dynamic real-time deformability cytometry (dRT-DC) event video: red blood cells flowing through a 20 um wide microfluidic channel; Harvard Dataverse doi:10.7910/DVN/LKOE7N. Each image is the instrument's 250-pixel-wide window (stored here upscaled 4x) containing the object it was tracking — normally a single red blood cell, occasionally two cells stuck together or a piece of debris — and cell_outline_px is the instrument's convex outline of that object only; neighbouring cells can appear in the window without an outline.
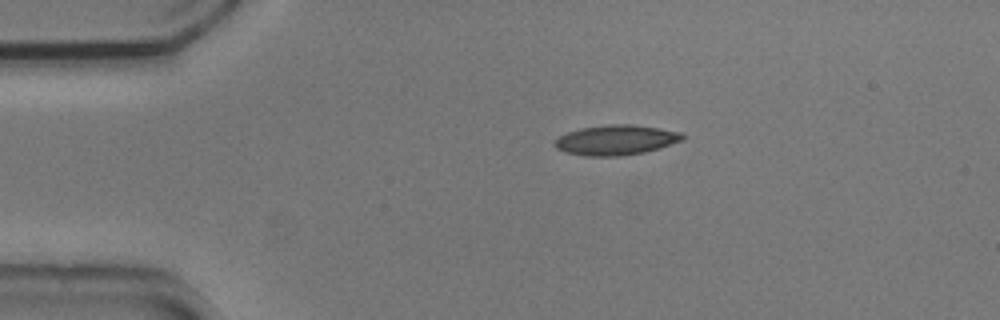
{"species": "common noctule bat (a hibernating species)", "species_latin": "Nyctalus noctula", "temperature_condition": "cold", "stored_images_in_passage": 45, "camera_frame_rate_fps": 3000, "um_per_image_px": 0.085, "animal": {"sex": "male", "body_mass_g": 20.5, "forearm_length_mm": 52.5}, "frame": {"image": 1, "passage_image": 1, "time_ms": 0.0, "image_size_px": [1000, 320], "cell_outline_px": [[688, 136], [684, 140], [660, 148], [644, 152], [620, 156], [584, 156], [564, 152], [556, 148], [552, 144], [560, 136], [568, 132], [580, 128], [612, 124], [632, 124], [660, 128], [684, 132]], "centroid_in_image_um": [52.41, 11.9], "position_along_channel_um": 32.6, "area_um2": 22.66}}
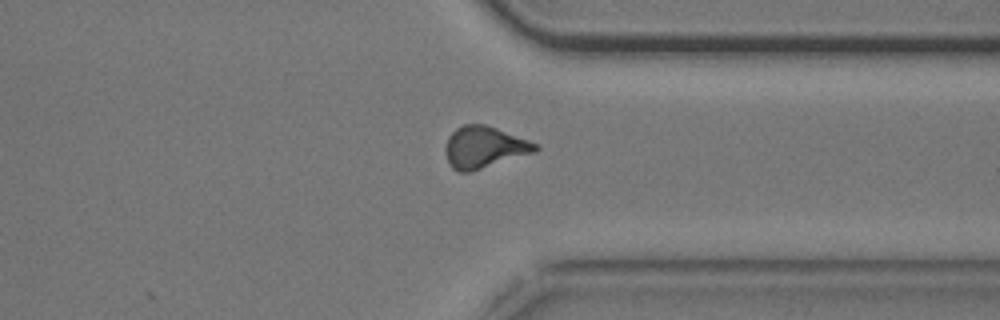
{"frame": {"image": 2, "passage_image": 32, "time_ms": 10.333, "image_size_px": [1000, 320], "cell_outline_px": [[540, 148], [536, 152], [468, 172], [460, 172], [452, 168], [448, 164], [444, 148], [448, 136], [456, 128], [464, 124], [484, 124], [496, 128], [528, 140], [536, 144]], "centroid_in_image_um": [41.12, 12.51], "position_along_channel_um": 370.3, "area_um2": 21.73}}
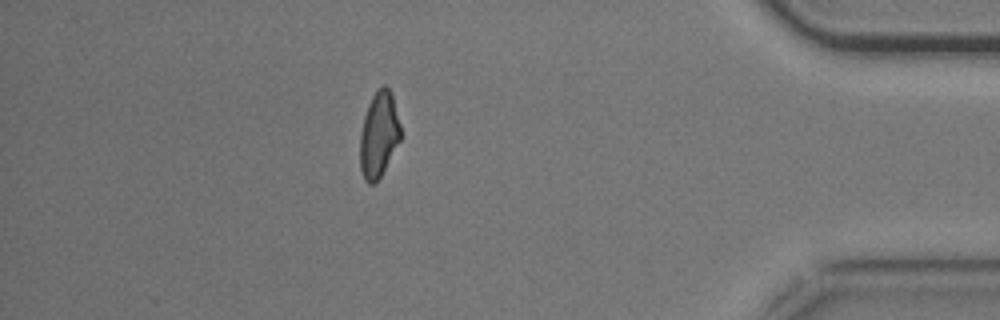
{"frame": {"image": 3, "passage_image": 38, "time_ms": 12.333, "image_size_px": [1000, 320], "cell_outline_px": [[400, 140], [376, 184], [368, 184], [364, 180], [360, 168], [360, 132], [364, 116], [368, 104], [372, 96], [384, 84], [392, 92], [400, 124]], "centroid_in_image_um": [32.19, 11.46], "position_along_channel_um": 403.0, "area_um2": 20.23}, "authors_computed_cell_mechanics": {"area_um2": 21.3282, "velocity_mm_per_s": 3.6898, "shape_relaxation_time_tau1_ms": 7.5996, "shape_relaxation_time_tau2_ms": 3.5959, "deformation_change_tau1": 0.1996, "deformation_change_tau2": 0.1}}